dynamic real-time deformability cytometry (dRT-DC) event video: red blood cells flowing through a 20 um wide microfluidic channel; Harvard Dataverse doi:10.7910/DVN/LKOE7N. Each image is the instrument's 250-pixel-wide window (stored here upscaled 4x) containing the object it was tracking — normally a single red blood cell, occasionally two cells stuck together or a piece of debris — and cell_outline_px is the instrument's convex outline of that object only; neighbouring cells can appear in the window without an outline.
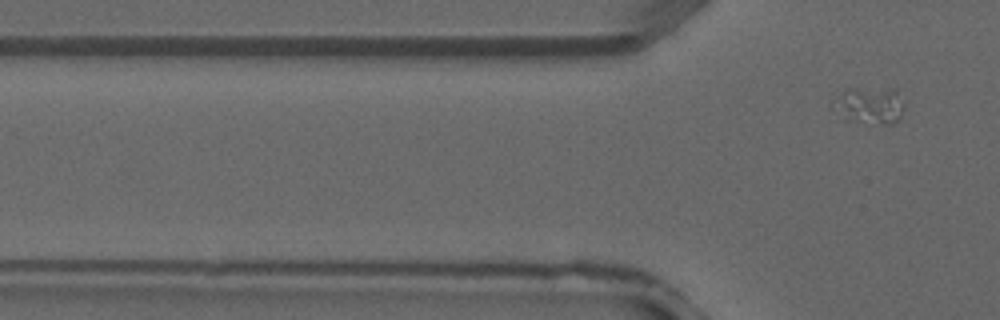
{"species": "common noctule bat (a hibernating species)", "species_latin": "Nyctalus noctula", "temperature_condition": "warm", "stored_images_in_passage": 6, "segment_of_instrument_passage": [2, 2], "camera_frame_rate_fps": 3000, "um_per_image_px": 0.085, "animal": {"sex": "male", "forearm_length_mm": 52.5}, "frame": {"image": 1, "passage_image": 6, "time_ms": 1.667, "image_size_px": [1000, 320], "cell_outline_px": [[904, 108], [900, 120], [892, 124], [888, 124], [844, 120], [832, 108], [832, 96], [848, 88], [896, 88], [904, 104]], "centroid_in_image_um": [73.88, 8.94], "position_along_channel_um": 51.9, "area_um2": 15.9}}